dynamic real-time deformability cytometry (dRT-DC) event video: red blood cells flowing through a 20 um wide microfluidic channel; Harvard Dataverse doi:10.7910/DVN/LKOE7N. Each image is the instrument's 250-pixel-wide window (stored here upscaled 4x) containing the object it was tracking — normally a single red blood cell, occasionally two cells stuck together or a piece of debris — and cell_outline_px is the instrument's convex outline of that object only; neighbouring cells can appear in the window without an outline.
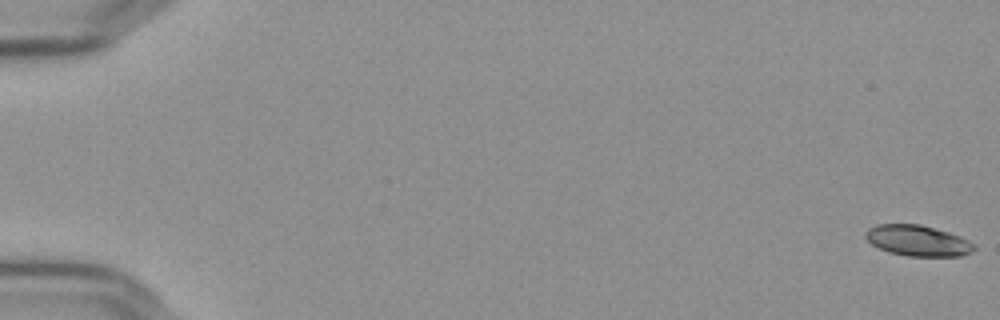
{"species": "Egyptian fruit bat (a non-hibernating species)", "species_latin": "Rousettus aegyptiacus", "temperature_condition": "cold", "stored_images_in_passage": 57, "camera_frame_rate_fps": 3000, "um_per_image_px": 0.085, "frame": {"image": 1, "passage_image": 1, "time_ms": 0.0, "image_size_px": [1000, 320], "cell_outline_px": [[976, 248], [972, 252], [960, 256], [908, 256], [888, 252], [872, 244], [864, 236], [864, 232], [868, 228], [876, 224], [920, 224], [948, 232], [960, 236], [976, 244]], "centroid_in_image_um": [78.01, 20.45], "position_along_channel_um": 7.0, "area_um2": 19.59}}
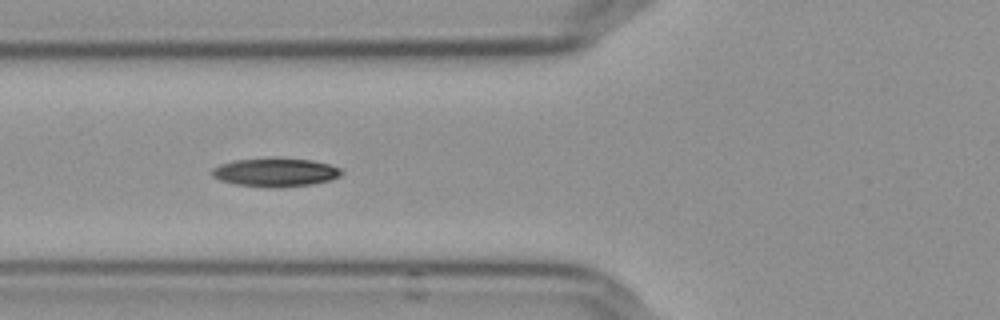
{"frame": {"image": 2, "passage_image": 23, "time_ms": 7.333, "image_size_px": [1000, 320], "cell_outline_px": [[344, 172], [340, 176], [328, 180], [312, 184], [276, 188], [272, 188], [236, 184], [220, 180], [212, 176], [212, 168], [220, 164], [236, 160], [312, 160], [328, 164], [340, 168]], "centroid_in_image_um": [23.41, 14.68], "position_along_channel_um": 102.4, "area_um2": 20.81}}
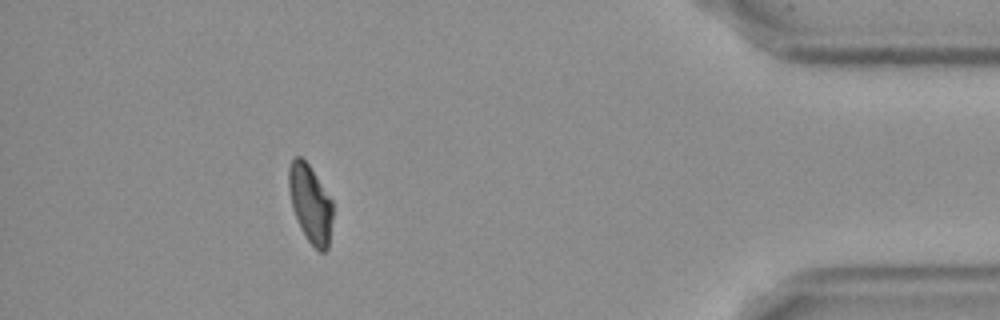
{"frame": {"image": 3, "passage_image": 52, "time_ms": 17.0, "image_size_px": [1000, 320], "cell_outline_px": [[332, 216], [328, 248], [324, 252], [320, 252], [308, 240], [292, 208], [288, 188], [288, 168], [292, 160], [296, 156], [300, 156], [308, 164], [332, 200]], "centroid_in_image_um": [26.37, 17.29], "position_along_channel_um": 408.8, "area_um2": 19.54}, "authors_computed_cell_mechanics": {"area_um2": 20.23, "velocity_mm_per_s": 3.632, "shape_relaxation_time_tau1_ms": 6.2907, "shape_relaxation_time_tau2_ms": null, "deformation_change_tau1": 0.1597, "deformation_change_tau2": null}}